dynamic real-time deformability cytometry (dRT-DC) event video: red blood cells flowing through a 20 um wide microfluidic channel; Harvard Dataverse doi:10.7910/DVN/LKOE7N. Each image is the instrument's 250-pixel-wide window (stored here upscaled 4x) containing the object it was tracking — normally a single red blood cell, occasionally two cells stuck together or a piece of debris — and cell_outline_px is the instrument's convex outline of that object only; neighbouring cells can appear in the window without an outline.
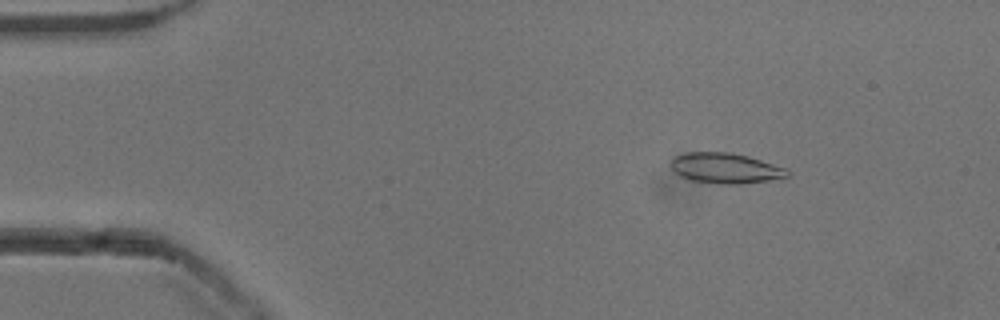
{"species": "common noctule bat (a hibernating species)", "species_latin": "Nyctalus noctula", "temperature_condition": "cold", "stored_images_in_passage": 52, "camera_frame_rate_fps": 3000, "um_per_image_px": 0.085, "animal": {"sex": "male", "body_mass_g": 13.3}, "frame": {"image": 1, "passage_image": 7, "time_ms": 2.0, "image_size_px": [1000, 320], "cell_outline_px": [[792, 172], [788, 176], [768, 180], [740, 184], [720, 184], [692, 180], [680, 176], [672, 168], [672, 156], [684, 152], [728, 152], [748, 156], [788, 168]], "centroid_in_image_um": [61.68, 14.28], "position_along_channel_um": 23.3, "area_um2": 20.69}}
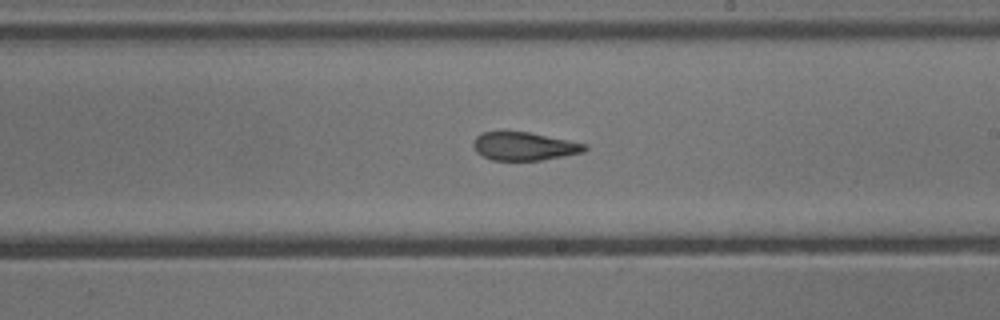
{"frame": {"image": 2, "passage_image": 30, "time_ms": 9.667, "image_size_px": [1000, 320], "cell_outline_px": [[588, 148], [584, 152], [540, 160], [492, 160], [476, 152], [472, 144], [476, 136], [480, 132], [528, 132], [588, 144]], "centroid_in_image_um": [44.55, 12.43], "position_along_channel_um": 244.4, "area_um2": 18.21}}
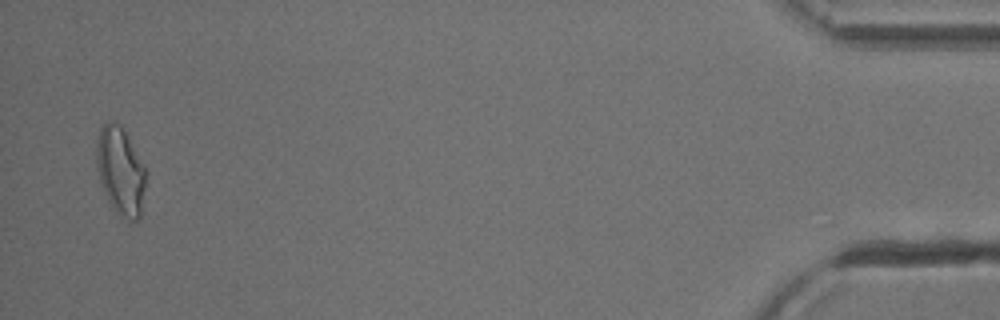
{"frame": {"image": 3, "passage_image": 51, "time_ms": 16.667, "image_size_px": [1000, 320], "cell_outline_px": [[144, 184], [140, 216], [136, 220], [128, 220], [116, 212], [108, 200], [104, 192], [100, 180], [96, 164], [96, 140], [100, 128], [108, 120], [120, 124], [144, 164]], "centroid_in_image_um": [10.2, 14.5], "position_along_channel_um": 425.0, "area_um2": 24.85}, "authors_computed_cell_mechanics": {"area_um2": 20.0855, "velocity_mm_per_s": 3.8703, "shape_relaxation_time_tau1_ms": null, "shape_relaxation_time_tau2_ms": 1.7786, "deformation_change_tau1": null, "deformation_change_tau2": 0.0921}}